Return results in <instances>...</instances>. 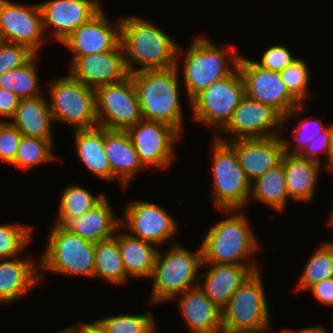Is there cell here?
<instances>
[{
    "instance_id": "obj_1",
    "label": "cell",
    "mask_w": 333,
    "mask_h": 333,
    "mask_svg": "<svg viewBox=\"0 0 333 333\" xmlns=\"http://www.w3.org/2000/svg\"><path fill=\"white\" fill-rule=\"evenodd\" d=\"M120 23V42L130 74L179 66L183 50L161 28L136 15L123 17Z\"/></svg>"
},
{
    "instance_id": "obj_2",
    "label": "cell",
    "mask_w": 333,
    "mask_h": 333,
    "mask_svg": "<svg viewBox=\"0 0 333 333\" xmlns=\"http://www.w3.org/2000/svg\"><path fill=\"white\" fill-rule=\"evenodd\" d=\"M178 65L169 69L144 70L132 77L143 119L160 122L182 135L183 111L180 102Z\"/></svg>"
},
{
    "instance_id": "obj_3",
    "label": "cell",
    "mask_w": 333,
    "mask_h": 333,
    "mask_svg": "<svg viewBox=\"0 0 333 333\" xmlns=\"http://www.w3.org/2000/svg\"><path fill=\"white\" fill-rule=\"evenodd\" d=\"M242 210L222 209L233 214L217 222L207 232L201 243L203 264L258 265L248 259L259 250L261 243H258L250 220Z\"/></svg>"
},
{
    "instance_id": "obj_4",
    "label": "cell",
    "mask_w": 333,
    "mask_h": 333,
    "mask_svg": "<svg viewBox=\"0 0 333 333\" xmlns=\"http://www.w3.org/2000/svg\"><path fill=\"white\" fill-rule=\"evenodd\" d=\"M234 52V47L219 48L205 37L192 40L182 62V80L189 101L212 83L238 69L241 55Z\"/></svg>"
},
{
    "instance_id": "obj_5",
    "label": "cell",
    "mask_w": 333,
    "mask_h": 333,
    "mask_svg": "<svg viewBox=\"0 0 333 333\" xmlns=\"http://www.w3.org/2000/svg\"><path fill=\"white\" fill-rule=\"evenodd\" d=\"M164 255L158 250L154 269L150 279L153 280L150 304L164 303L193 288L200 268H202V248L192 252L180 245L170 246ZM164 256V257H163Z\"/></svg>"
},
{
    "instance_id": "obj_6",
    "label": "cell",
    "mask_w": 333,
    "mask_h": 333,
    "mask_svg": "<svg viewBox=\"0 0 333 333\" xmlns=\"http://www.w3.org/2000/svg\"><path fill=\"white\" fill-rule=\"evenodd\" d=\"M260 272L259 269L249 275L221 310L223 333H251L271 328Z\"/></svg>"
},
{
    "instance_id": "obj_7",
    "label": "cell",
    "mask_w": 333,
    "mask_h": 333,
    "mask_svg": "<svg viewBox=\"0 0 333 333\" xmlns=\"http://www.w3.org/2000/svg\"><path fill=\"white\" fill-rule=\"evenodd\" d=\"M39 260L40 273L94 277L95 243L53 224ZM43 270V271H41Z\"/></svg>"
},
{
    "instance_id": "obj_8",
    "label": "cell",
    "mask_w": 333,
    "mask_h": 333,
    "mask_svg": "<svg viewBox=\"0 0 333 333\" xmlns=\"http://www.w3.org/2000/svg\"><path fill=\"white\" fill-rule=\"evenodd\" d=\"M67 74L47 84L53 120L73 124L75 130L99 126L95 89L79 82L69 72Z\"/></svg>"
},
{
    "instance_id": "obj_9",
    "label": "cell",
    "mask_w": 333,
    "mask_h": 333,
    "mask_svg": "<svg viewBox=\"0 0 333 333\" xmlns=\"http://www.w3.org/2000/svg\"><path fill=\"white\" fill-rule=\"evenodd\" d=\"M212 144L213 204L218 210L244 209L250 201L251 182L239 164L236 152L214 137Z\"/></svg>"
},
{
    "instance_id": "obj_10",
    "label": "cell",
    "mask_w": 333,
    "mask_h": 333,
    "mask_svg": "<svg viewBox=\"0 0 333 333\" xmlns=\"http://www.w3.org/2000/svg\"><path fill=\"white\" fill-rule=\"evenodd\" d=\"M246 96L245 84L239 69L209 85L189 103L193 118L221 131L231 120L233 112Z\"/></svg>"
},
{
    "instance_id": "obj_11",
    "label": "cell",
    "mask_w": 333,
    "mask_h": 333,
    "mask_svg": "<svg viewBox=\"0 0 333 333\" xmlns=\"http://www.w3.org/2000/svg\"><path fill=\"white\" fill-rule=\"evenodd\" d=\"M238 69L245 84L246 96L276 109L283 116V125L305 109L304 104H300L289 93L279 72L260 67L255 60L242 55Z\"/></svg>"
},
{
    "instance_id": "obj_12",
    "label": "cell",
    "mask_w": 333,
    "mask_h": 333,
    "mask_svg": "<svg viewBox=\"0 0 333 333\" xmlns=\"http://www.w3.org/2000/svg\"><path fill=\"white\" fill-rule=\"evenodd\" d=\"M96 114L100 127L127 130L143 119L132 77L95 89Z\"/></svg>"
},
{
    "instance_id": "obj_13",
    "label": "cell",
    "mask_w": 333,
    "mask_h": 333,
    "mask_svg": "<svg viewBox=\"0 0 333 333\" xmlns=\"http://www.w3.org/2000/svg\"><path fill=\"white\" fill-rule=\"evenodd\" d=\"M39 3L24 6L0 0V40L27 46L38 54L45 40Z\"/></svg>"
},
{
    "instance_id": "obj_14",
    "label": "cell",
    "mask_w": 333,
    "mask_h": 333,
    "mask_svg": "<svg viewBox=\"0 0 333 333\" xmlns=\"http://www.w3.org/2000/svg\"><path fill=\"white\" fill-rule=\"evenodd\" d=\"M145 168H168L175 158V144L180 134L170 126L142 119L126 130Z\"/></svg>"
},
{
    "instance_id": "obj_15",
    "label": "cell",
    "mask_w": 333,
    "mask_h": 333,
    "mask_svg": "<svg viewBox=\"0 0 333 333\" xmlns=\"http://www.w3.org/2000/svg\"><path fill=\"white\" fill-rule=\"evenodd\" d=\"M158 204L132 201L124 206L120 227L135 238L160 246L178 232L176 220Z\"/></svg>"
},
{
    "instance_id": "obj_16",
    "label": "cell",
    "mask_w": 333,
    "mask_h": 333,
    "mask_svg": "<svg viewBox=\"0 0 333 333\" xmlns=\"http://www.w3.org/2000/svg\"><path fill=\"white\" fill-rule=\"evenodd\" d=\"M283 127V116L272 106L245 96L233 112L231 120L220 131L230 133V138L215 135L217 140L274 137L280 134L277 128ZM277 129V131H275Z\"/></svg>"
},
{
    "instance_id": "obj_17",
    "label": "cell",
    "mask_w": 333,
    "mask_h": 333,
    "mask_svg": "<svg viewBox=\"0 0 333 333\" xmlns=\"http://www.w3.org/2000/svg\"><path fill=\"white\" fill-rule=\"evenodd\" d=\"M69 73L94 89L120 82L130 76L121 42L113 50L78 57L70 65Z\"/></svg>"
},
{
    "instance_id": "obj_18",
    "label": "cell",
    "mask_w": 333,
    "mask_h": 333,
    "mask_svg": "<svg viewBox=\"0 0 333 333\" xmlns=\"http://www.w3.org/2000/svg\"><path fill=\"white\" fill-rule=\"evenodd\" d=\"M39 5L45 33L51 27L53 39L60 43L103 9L97 0H49Z\"/></svg>"
},
{
    "instance_id": "obj_19",
    "label": "cell",
    "mask_w": 333,
    "mask_h": 333,
    "mask_svg": "<svg viewBox=\"0 0 333 333\" xmlns=\"http://www.w3.org/2000/svg\"><path fill=\"white\" fill-rule=\"evenodd\" d=\"M226 143L236 152L239 164L251 183L279 165L286 153L280 136L236 139Z\"/></svg>"
},
{
    "instance_id": "obj_20",
    "label": "cell",
    "mask_w": 333,
    "mask_h": 333,
    "mask_svg": "<svg viewBox=\"0 0 333 333\" xmlns=\"http://www.w3.org/2000/svg\"><path fill=\"white\" fill-rule=\"evenodd\" d=\"M108 19L102 9L61 43L72 51L71 64L80 56L110 51L120 43V20L112 25Z\"/></svg>"
},
{
    "instance_id": "obj_21",
    "label": "cell",
    "mask_w": 333,
    "mask_h": 333,
    "mask_svg": "<svg viewBox=\"0 0 333 333\" xmlns=\"http://www.w3.org/2000/svg\"><path fill=\"white\" fill-rule=\"evenodd\" d=\"M113 212L107 196L82 216L57 217L54 220L62 230L71 231L83 239L97 243L120 231L121 218Z\"/></svg>"
},
{
    "instance_id": "obj_22",
    "label": "cell",
    "mask_w": 333,
    "mask_h": 333,
    "mask_svg": "<svg viewBox=\"0 0 333 333\" xmlns=\"http://www.w3.org/2000/svg\"><path fill=\"white\" fill-rule=\"evenodd\" d=\"M35 262L31 256L0 260L1 303L16 302L41 283L39 260Z\"/></svg>"
},
{
    "instance_id": "obj_23",
    "label": "cell",
    "mask_w": 333,
    "mask_h": 333,
    "mask_svg": "<svg viewBox=\"0 0 333 333\" xmlns=\"http://www.w3.org/2000/svg\"><path fill=\"white\" fill-rule=\"evenodd\" d=\"M207 271L200 275L204 279L199 287L205 295L221 310L227 305L234 292L258 265L202 264Z\"/></svg>"
},
{
    "instance_id": "obj_24",
    "label": "cell",
    "mask_w": 333,
    "mask_h": 333,
    "mask_svg": "<svg viewBox=\"0 0 333 333\" xmlns=\"http://www.w3.org/2000/svg\"><path fill=\"white\" fill-rule=\"evenodd\" d=\"M185 324L192 333H223L222 312L199 285L176 296Z\"/></svg>"
},
{
    "instance_id": "obj_25",
    "label": "cell",
    "mask_w": 333,
    "mask_h": 333,
    "mask_svg": "<svg viewBox=\"0 0 333 333\" xmlns=\"http://www.w3.org/2000/svg\"><path fill=\"white\" fill-rule=\"evenodd\" d=\"M104 150L110 162L113 180L118 179L122 188L126 189L137 171L145 169L126 130L104 128Z\"/></svg>"
},
{
    "instance_id": "obj_26",
    "label": "cell",
    "mask_w": 333,
    "mask_h": 333,
    "mask_svg": "<svg viewBox=\"0 0 333 333\" xmlns=\"http://www.w3.org/2000/svg\"><path fill=\"white\" fill-rule=\"evenodd\" d=\"M282 163L290 199L296 202H309L314 199L322 164L287 153L284 154Z\"/></svg>"
},
{
    "instance_id": "obj_27",
    "label": "cell",
    "mask_w": 333,
    "mask_h": 333,
    "mask_svg": "<svg viewBox=\"0 0 333 333\" xmlns=\"http://www.w3.org/2000/svg\"><path fill=\"white\" fill-rule=\"evenodd\" d=\"M40 95L35 98L21 99L13 120L14 125L26 137L53 140L54 122L48 99Z\"/></svg>"
},
{
    "instance_id": "obj_28",
    "label": "cell",
    "mask_w": 333,
    "mask_h": 333,
    "mask_svg": "<svg viewBox=\"0 0 333 333\" xmlns=\"http://www.w3.org/2000/svg\"><path fill=\"white\" fill-rule=\"evenodd\" d=\"M74 132L75 148L81 163L97 178L113 180L110 162L104 150V128L97 126Z\"/></svg>"
},
{
    "instance_id": "obj_29",
    "label": "cell",
    "mask_w": 333,
    "mask_h": 333,
    "mask_svg": "<svg viewBox=\"0 0 333 333\" xmlns=\"http://www.w3.org/2000/svg\"><path fill=\"white\" fill-rule=\"evenodd\" d=\"M117 238L126 275L130 278H150L158 249L155 244L135 238L127 232L114 235Z\"/></svg>"
},
{
    "instance_id": "obj_30",
    "label": "cell",
    "mask_w": 333,
    "mask_h": 333,
    "mask_svg": "<svg viewBox=\"0 0 333 333\" xmlns=\"http://www.w3.org/2000/svg\"><path fill=\"white\" fill-rule=\"evenodd\" d=\"M254 199L275 210L284 211L290 198L283 163L271 168L251 183L250 200Z\"/></svg>"
},
{
    "instance_id": "obj_31",
    "label": "cell",
    "mask_w": 333,
    "mask_h": 333,
    "mask_svg": "<svg viewBox=\"0 0 333 333\" xmlns=\"http://www.w3.org/2000/svg\"><path fill=\"white\" fill-rule=\"evenodd\" d=\"M94 278L105 279L114 285L128 280L115 236L95 243Z\"/></svg>"
},
{
    "instance_id": "obj_32",
    "label": "cell",
    "mask_w": 333,
    "mask_h": 333,
    "mask_svg": "<svg viewBox=\"0 0 333 333\" xmlns=\"http://www.w3.org/2000/svg\"><path fill=\"white\" fill-rule=\"evenodd\" d=\"M36 56L38 54H35L23 66L1 75L0 88L11 91L20 99L35 98L42 95L40 93V83H38Z\"/></svg>"
},
{
    "instance_id": "obj_33",
    "label": "cell",
    "mask_w": 333,
    "mask_h": 333,
    "mask_svg": "<svg viewBox=\"0 0 333 333\" xmlns=\"http://www.w3.org/2000/svg\"><path fill=\"white\" fill-rule=\"evenodd\" d=\"M326 278H333V247L327 241L318 246L307 260L295 290L307 291Z\"/></svg>"
},
{
    "instance_id": "obj_34",
    "label": "cell",
    "mask_w": 333,
    "mask_h": 333,
    "mask_svg": "<svg viewBox=\"0 0 333 333\" xmlns=\"http://www.w3.org/2000/svg\"><path fill=\"white\" fill-rule=\"evenodd\" d=\"M53 140L22 136L15 159L11 165L23 171L35 166L51 162L53 155Z\"/></svg>"
},
{
    "instance_id": "obj_35",
    "label": "cell",
    "mask_w": 333,
    "mask_h": 333,
    "mask_svg": "<svg viewBox=\"0 0 333 333\" xmlns=\"http://www.w3.org/2000/svg\"><path fill=\"white\" fill-rule=\"evenodd\" d=\"M106 195H94L80 185L71 184L66 187L61 195L58 217L82 216Z\"/></svg>"
},
{
    "instance_id": "obj_36",
    "label": "cell",
    "mask_w": 333,
    "mask_h": 333,
    "mask_svg": "<svg viewBox=\"0 0 333 333\" xmlns=\"http://www.w3.org/2000/svg\"><path fill=\"white\" fill-rule=\"evenodd\" d=\"M107 333H156V322L148 311L145 314H119L96 320Z\"/></svg>"
},
{
    "instance_id": "obj_37",
    "label": "cell",
    "mask_w": 333,
    "mask_h": 333,
    "mask_svg": "<svg viewBox=\"0 0 333 333\" xmlns=\"http://www.w3.org/2000/svg\"><path fill=\"white\" fill-rule=\"evenodd\" d=\"M32 228L23 224H0V260L19 256L32 240Z\"/></svg>"
},
{
    "instance_id": "obj_38",
    "label": "cell",
    "mask_w": 333,
    "mask_h": 333,
    "mask_svg": "<svg viewBox=\"0 0 333 333\" xmlns=\"http://www.w3.org/2000/svg\"><path fill=\"white\" fill-rule=\"evenodd\" d=\"M301 58L295 59L285 69L279 72L289 93L300 103L304 104L308 96L310 71L307 62Z\"/></svg>"
},
{
    "instance_id": "obj_39",
    "label": "cell",
    "mask_w": 333,
    "mask_h": 333,
    "mask_svg": "<svg viewBox=\"0 0 333 333\" xmlns=\"http://www.w3.org/2000/svg\"><path fill=\"white\" fill-rule=\"evenodd\" d=\"M303 119L304 118H302L298 124H295L296 126L293 130L292 141L297 142L296 144L294 143V148L291 149L293 145L289 144L290 141L283 139L285 143V151L289 155H299L314 138L319 136L330 126V124L324 125L322 120L318 118H316V120L308 117Z\"/></svg>"
},
{
    "instance_id": "obj_40",
    "label": "cell",
    "mask_w": 333,
    "mask_h": 333,
    "mask_svg": "<svg viewBox=\"0 0 333 333\" xmlns=\"http://www.w3.org/2000/svg\"><path fill=\"white\" fill-rule=\"evenodd\" d=\"M34 55L25 45L0 40V76L23 66Z\"/></svg>"
},
{
    "instance_id": "obj_41",
    "label": "cell",
    "mask_w": 333,
    "mask_h": 333,
    "mask_svg": "<svg viewBox=\"0 0 333 333\" xmlns=\"http://www.w3.org/2000/svg\"><path fill=\"white\" fill-rule=\"evenodd\" d=\"M23 134L9 121L0 120V159L12 164Z\"/></svg>"
},
{
    "instance_id": "obj_42",
    "label": "cell",
    "mask_w": 333,
    "mask_h": 333,
    "mask_svg": "<svg viewBox=\"0 0 333 333\" xmlns=\"http://www.w3.org/2000/svg\"><path fill=\"white\" fill-rule=\"evenodd\" d=\"M298 57H294L287 47L273 45L262 55L261 60L255 61L260 67L280 72Z\"/></svg>"
},
{
    "instance_id": "obj_43",
    "label": "cell",
    "mask_w": 333,
    "mask_h": 333,
    "mask_svg": "<svg viewBox=\"0 0 333 333\" xmlns=\"http://www.w3.org/2000/svg\"><path fill=\"white\" fill-rule=\"evenodd\" d=\"M331 138V124L330 126L322 132L319 136L314 138L299 154L301 158L309 159L321 164V159L319 156L321 153L325 154L328 159L329 155V143Z\"/></svg>"
},
{
    "instance_id": "obj_44",
    "label": "cell",
    "mask_w": 333,
    "mask_h": 333,
    "mask_svg": "<svg viewBox=\"0 0 333 333\" xmlns=\"http://www.w3.org/2000/svg\"><path fill=\"white\" fill-rule=\"evenodd\" d=\"M308 290L312 291L320 304L322 303L328 307L333 306V278H326L312 285Z\"/></svg>"
},
{
    "instance_id": "obj_45",
    "label": "cell",
    "mask_w": 333,
    "mask_h": 333,
    "mask_svg": "<svg viewBox=\"0 0 333 333\" xmlns=\"http://www.w3.org/2000/svg\"><path fill=\"white\" fill-rule=\"evenodd\" d=\"M20 100L16 94L0 88V117L11 119L18 108Z\"/></svg>"
},
{
    "instance_id": "obj_46",
    "label": "cell",
    "mask_w": 333,
    "mask_h": 333,
    "mask_svg": "<svg viewBox=\"0 0 333 333\" xmlns=\"http://www.w3.org/2000/svg\"><path fill=\"white\" fill-rule=\"evenodd\" d=\"M71 330L72 333H107L96 320L92 323L78 321L71 326Z\"/></svg>"
},
{
    "instance_id": "obj_47",
    "label": "cell",
    "mask_w": 333,
    "mask_h": 333,
    "mask_svg": "<svg viewBox=\"0 0 333 333\" xmlns=\"http://www.w3.org/2000/svg\"><path fill=\"white\" fill-rule=\"evenodd\" d=\"M281 333H327V330L323 328L322 326L315 325L310 327H305L299 330H293V332L288 331L287 328L281 330Z\"/></svg>"
},
{
    "instance_id": "obj_48",
    "label": "cell",
    "mask_w": 333,
    "mask_h": 333,
    "mask_svg": "<svg viewBox=\"0 0 333 333\" xmlns=\"http://www.w3.org/2000/svg\"><path fill=\"white\" fill-rule=\"evenodd\" d=\"M326 169L329 170L330 173L333 172V123H331V138L329 143V155L328 159H326L325 165Z\"/></svg>"
},
{
    "instance_id": "obj_49",
    "label": "cell",
    "mask_w": 333,
    "mask_h": 333,
    "mask_svg": "<svg viewBox=\"0 0 333 333\" xmlns=\"http://www.w3.org/2000/svg\"><path fill=\"white\" fill-rule=\"evenodd\" d=\"M326 226L333 227V215L329 216ZM333 247V241H327Z\"/></svg>"
},
{
    "instance_id": "obj_50",
    "label": "cell",
    "mask_w": 333,
    "mask_h": 333,
    "mask_svg": "<svg viewBox=\"0 0 333 333\" xmlns=\"http://www.w3.org/2000/svg\"><path fill=\"white\" fill-rule=\"evenodd\" d=\"M56 333H72L71 326L65 327L64 329H62Z\"/></svg>"
},
{
    "instance_id": "obj_51",
    "label": "cell",
    "mask_w": 333,
    "mask_h": 333,
    "mask_svg": "<svg viewBox=\"0 0 333 333\" xmlns=\"http://www.w3.org/2000/svg\"><path fill=\"white\" fill-rule=\"evenodd\" d=\"M267 331L269 332H271L272 330H271V328L270 329H268V330H264V331H260V332H251V333H267Z\"/></svg>"
}]
</instances>
